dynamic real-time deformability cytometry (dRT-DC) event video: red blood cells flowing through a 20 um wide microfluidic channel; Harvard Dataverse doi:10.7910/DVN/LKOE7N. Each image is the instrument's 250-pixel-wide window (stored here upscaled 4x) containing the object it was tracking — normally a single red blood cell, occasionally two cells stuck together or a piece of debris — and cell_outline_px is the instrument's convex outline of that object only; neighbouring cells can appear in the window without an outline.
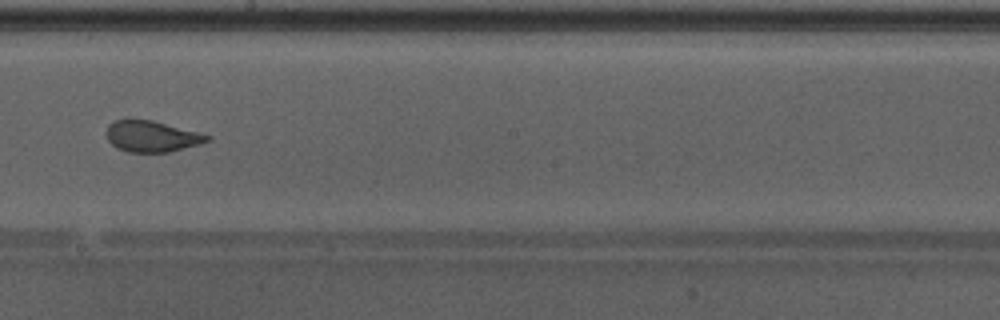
{"species": "Egyptian fruit bat (a non-hibernating species)", "species_latin": "Rousettus aegyptiacus", "temperature_condition": "warm", "stored_images_in_passage": 49, "camera_frame_rate_fps": 3000, "um_per_image_px": 0.085, "animal": {"sex": "male"}, "frame": {"image": 1, "passage_image": 28, "time_ms": 9.0, "image_size_px": [1000, 320], "cell_outline_px": [[212, 140], [200, 144], [168, 152], [128, 152], [116, 148], [108, 140], [104, 132], [108, 124], [116, 120], [152, 120], [212, 136]], "centroid_in_image_um": [12.88, 11.6], "position_along_channel_um": 235.3, "area_um2": 18.26}, "authors_computed_cell_mechanics": {"area_um2": 21.2126, "velocity_mm_per_s": 4.3111, "shape_relaxation_time_tau1_ms": null, "shape_relaxation_time_tau2_ms": 0.702, "deformation_change_tau1": null, "deformation_change_tau2": 0.0778}}